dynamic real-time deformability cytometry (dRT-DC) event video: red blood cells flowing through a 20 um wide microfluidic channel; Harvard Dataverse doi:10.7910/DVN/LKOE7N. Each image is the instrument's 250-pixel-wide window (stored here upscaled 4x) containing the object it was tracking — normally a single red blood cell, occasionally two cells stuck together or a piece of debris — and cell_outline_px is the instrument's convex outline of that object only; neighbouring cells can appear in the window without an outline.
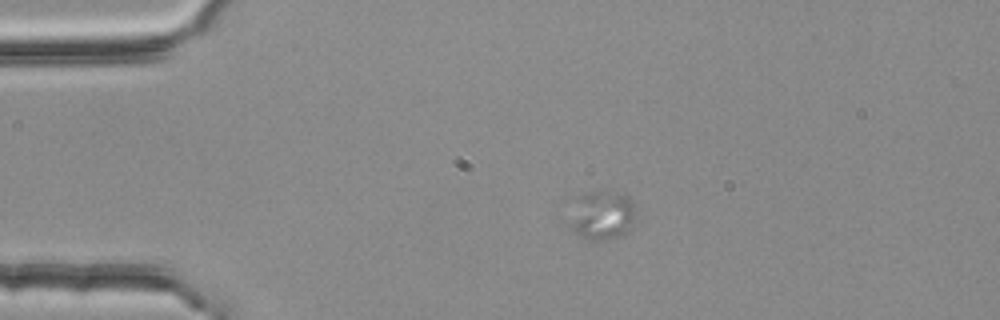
{"species": "common noctule bat (a hibernating species)", "species_latin": "Nyctalus noctula", "temperature_condition": "room temperature", "stored_images_in_passage": 3, "camera_frame_rate_fps": 3000, "um_per_image_px": 0.085, "animal": {"sex": "female", "body_mass_g": 25.1}, "frame": {"image": 1, "passage_image": 2, "time_ms": 0.333, "image_size_px": [1000, 320], "cell_outline_px": [[632, 220], [624, 232], [616, 236], [604, 240], [596, 240], [580, 236], [572, 232], [572, 224], [576, 196], [588, 192], [608, 192], [628, 196], [632, 200]], "centroid_in_image_um": [51.13, 18.28], "position_along_channel_um": 33.9, "area_um2": 17.74}}